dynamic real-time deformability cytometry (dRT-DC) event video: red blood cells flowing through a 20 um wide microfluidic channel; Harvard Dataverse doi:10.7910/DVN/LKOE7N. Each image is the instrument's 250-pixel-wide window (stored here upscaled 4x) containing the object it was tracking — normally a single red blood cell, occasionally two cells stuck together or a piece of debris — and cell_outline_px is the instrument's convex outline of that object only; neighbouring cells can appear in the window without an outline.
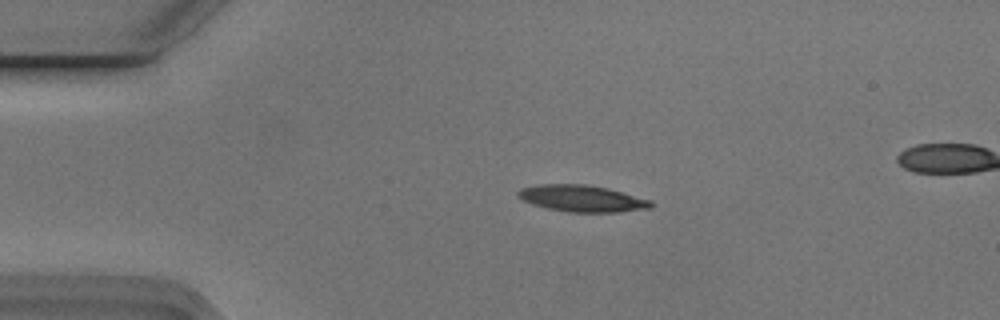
{"species": "Egyptian fruit bat (a non-hibernating species)", "species_latin": "Rousettus aegyptiacus", "temperature_condition": "cold", "stored_images_in_passage": 5, "segment_of_instrument_passage": [1, 2], "camera_frame_rate_fps": 3000, "um_per_image_px": 0.085, "animal": {"sex": "male"}, "frame": {"image": 1, "passage_image": 3, "time_ms": 0.667, "image_size_px": [1000, 320], "cell_outline_px": [[652, 208], [620, 212], [568, 212], [548, 208], [532, 204], [516, 196], [516, 192], [520, 188], [540, 184], [584, 184], [608, 188], [652, 200]], "centroid_in_image_um": [49.48, 16.87], "position_along_channel_um": 35.5, "area_um2": 20.69}}